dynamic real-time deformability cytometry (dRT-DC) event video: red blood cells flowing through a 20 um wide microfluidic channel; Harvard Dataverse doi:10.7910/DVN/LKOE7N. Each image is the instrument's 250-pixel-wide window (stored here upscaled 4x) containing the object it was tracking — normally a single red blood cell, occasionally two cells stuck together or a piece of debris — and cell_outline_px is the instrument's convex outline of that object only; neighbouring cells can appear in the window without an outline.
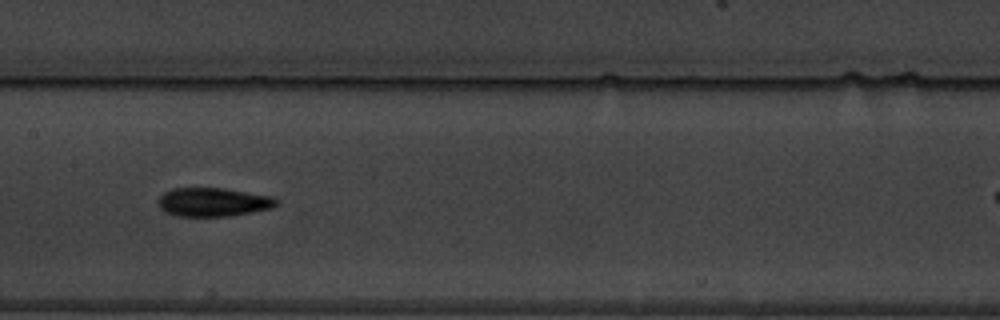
{"species": "common noctule bat (a hibernating species)", "species_latin": "Nyctalus noctula", "temperature_condition": "warm", "stored_images_in_passage": 9, "camera_frame_rate_fps": 3000, "um_per_image_px": 0.085, "animal": {"sex": "male", "body_mass_g": 19.5, "forearm_length_mm": 54.6}, "frame": {"image": 1, "passage_image": 4, "time_ms": 3.667, "image_size_px": [1000, 320], "cell_outline_px": [[280, 200], [272, 208], [252, 212], [228, 216], [176, 216], [164, 212], [160, 208], [156, 200], [164, 192], [172, 188], [224, 188], [272, 196]], "centroid_in_image_um": [18.09, 17.17], "position_along_channel_um": 189.3, "area_um2": 19.94}}